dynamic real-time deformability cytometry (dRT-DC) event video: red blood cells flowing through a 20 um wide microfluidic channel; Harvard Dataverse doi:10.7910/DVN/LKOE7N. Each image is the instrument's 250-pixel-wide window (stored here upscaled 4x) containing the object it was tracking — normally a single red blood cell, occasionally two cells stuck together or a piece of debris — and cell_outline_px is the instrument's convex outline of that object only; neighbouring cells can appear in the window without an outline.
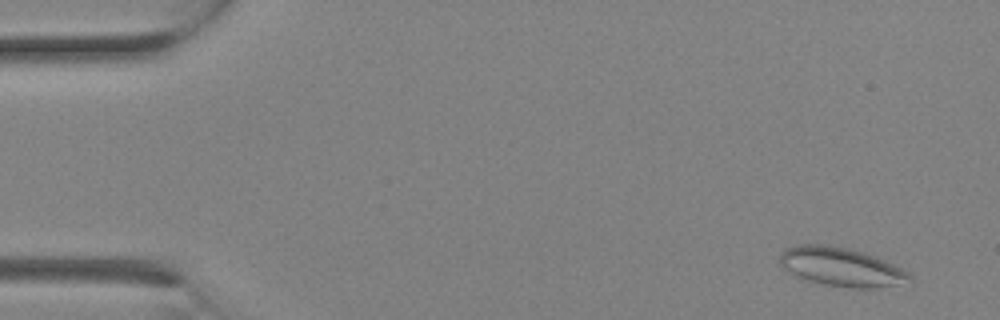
{"species": "Egyptian fruit bat (a non-hibernating species)", "species_latin": "Rousettus aegyptiacus", "temperature_condition": "room temperature", "stored_images_in_passage": 11, "camera_frame_rate_fps": 3000, "um_per_image_px": 0.085, "animal": {"sex": "female"}, "frame": {"image": 1, "passage_image": 2, "time_ms": 0.333, "image_size_px": [1000, 320], "cell_outline_px": [[912, 280], [896, 284], [876, 288], [848, 288], [824, 284], [808, 280], [796, 276], [784, 268], [780, 264], [780, 252], [784, 248], [796, 244], [828, 244], [848, 248], [864, 252], [892, 264], [908, 272], [912, 276]], "centroid_in_image_um": [71.45, 22.67], "position_along_channel_um": 13.5, "area_um2": 29.25}}
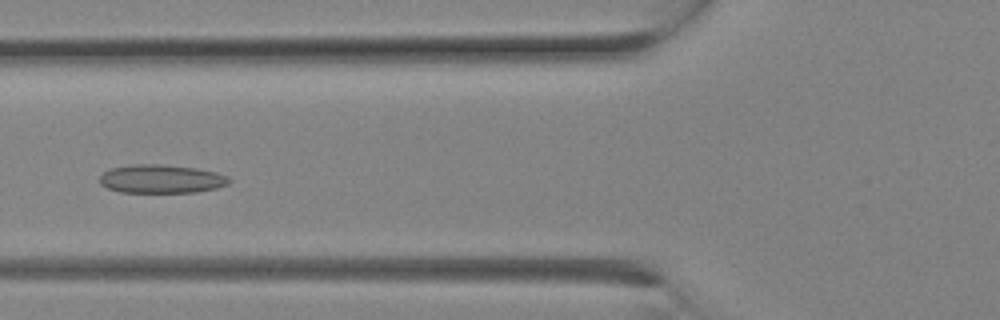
{"frame": {"image": 2, "passage_image": 10, "time_ms": 3.0, "image_size_px": [1000, 320], "cell_outline_px": [[232, 180], [228, 184], [216, 188], [196, 192], [120, 192], [108, 188], [100, 184], [100, 176], [104, 172], [112, 168], [132, 164], [164, 164], [196, 168], [216, 172], [228, 176]], "centroid_in_image_um": [13.73, 15.2], "position_along_channel_um": 112.1, "area_um2": 21.56}}